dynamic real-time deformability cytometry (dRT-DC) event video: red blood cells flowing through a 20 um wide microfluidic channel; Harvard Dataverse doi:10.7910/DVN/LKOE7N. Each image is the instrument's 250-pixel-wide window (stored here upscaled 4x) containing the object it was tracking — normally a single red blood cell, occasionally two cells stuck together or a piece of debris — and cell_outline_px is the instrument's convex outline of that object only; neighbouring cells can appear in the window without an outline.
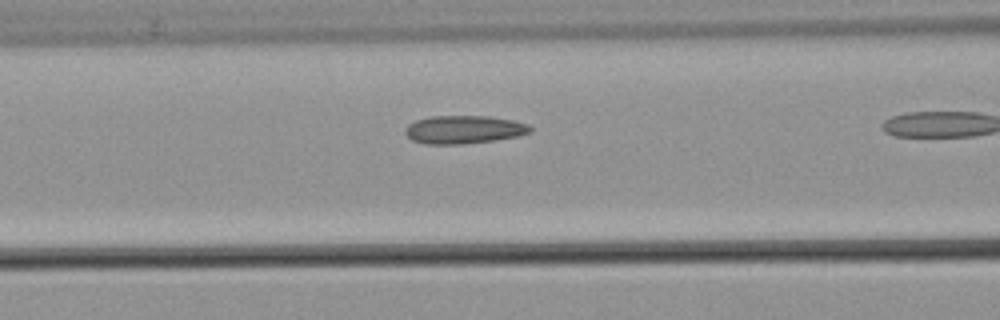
{"species": "common noctule bat (a hibernating species)", "species_latin": "Nyctalus noctula", "temperature_condition": "warm", "stored_images_in_passage": 31, "camera_frame_rate_fps": 3000, "um_per_image_px": 0.085, "animal": {"sex": "male", "body_mass_g": 21.5, "forearm_length_mm": 52.0}, "frame": {"image": 1, "passage_image": 18, "time_ms": 5.667, "image_size_px": [1000, 320], "cell_outline_px": [[532, 132], [516, 136], [496, 140], [464, 144], [424, 144], [412, 140], [404, 132], [404, 128], [408, 124], [416, 120], [432, 116], [488, 116], [512, 120], [528, 124], [532, 128]], "centroid_in_image_um": [39.41, 11.01], "position_along_channel_um": 127.2, "area_um2": 20.58}}